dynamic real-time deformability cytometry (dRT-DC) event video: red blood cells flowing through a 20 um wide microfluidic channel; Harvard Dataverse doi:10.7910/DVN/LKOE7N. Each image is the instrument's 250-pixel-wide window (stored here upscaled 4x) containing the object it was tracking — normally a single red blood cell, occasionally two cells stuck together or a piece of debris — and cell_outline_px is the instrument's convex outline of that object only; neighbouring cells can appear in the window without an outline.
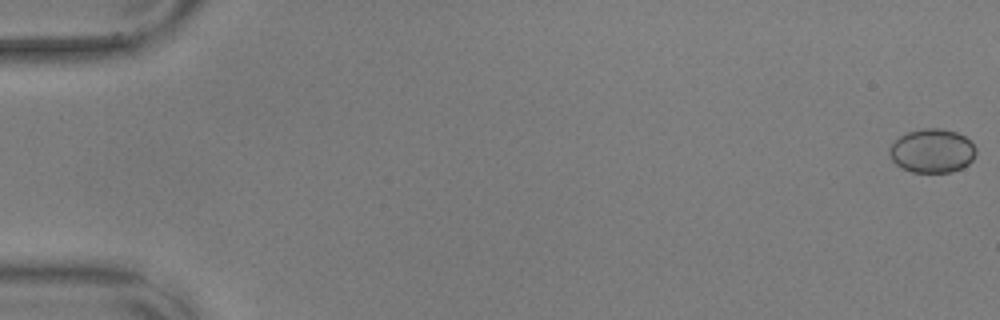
{"species": "common noctule bat (a hibernating species)", "species_latin": "Nyctalus noctula", "temperature_condition": "warm", "stored_images_in_passage": 11, "camera_frame_rate_fps": 3000, "um_per_image_px": 0.085, "animal": {"sex": "male", "body_mass_g": 17.9, "forearm_length_mm": 54.2}, "frame": {"image": 1, "passage_image": 1, "time_ms": 0.0, "image_size_px": [1000, 320], "cell_outline_px": [[976, 152], [972, 160], [968, 164], [952, 172], [912, 172], [900, 168], [892, 160], [888, 152], [888, 148], [900, 136], [908, 132], [920, 128], [940, 128], [956, 132], [964, 136], [976, 148]], "centroid_in_image_um": [79.2, 12.82], "position_along_channel_um": 5.8, "area_um2": 22.14}}